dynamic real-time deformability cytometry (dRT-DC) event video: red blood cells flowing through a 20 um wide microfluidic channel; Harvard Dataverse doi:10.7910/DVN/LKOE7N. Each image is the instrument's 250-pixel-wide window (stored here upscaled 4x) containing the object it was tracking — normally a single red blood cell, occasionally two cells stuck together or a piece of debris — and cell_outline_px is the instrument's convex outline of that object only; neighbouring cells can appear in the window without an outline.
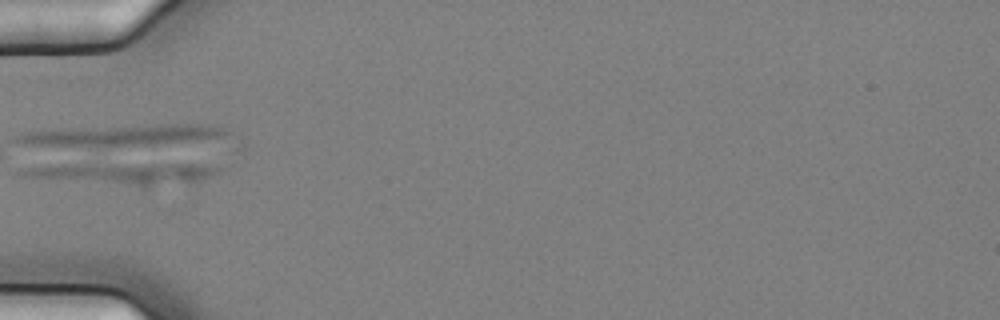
{"species": "common noctule bat (a hibernating species)", "species_latin": "Nyctalus noctula", "temperature_condition": "cold", "stored_images_in_passage": 4, "camera_frame_rate_fps": 3000, "um_per_image_px": 0.085, "animal": {"sex": "female", "body_mass_g": 25.1}, "frame": {"image": 1, "passage_image": 3, "time_ms": 0.667, "image_size_px": [1000, 320], "cell_outline_px": [[224, 168], [220, 172], [200, 180], [188, 184], [144, 188], [140, 188], [20, 176], [12, 172], [24, 168], [84, 164], [224, 164]], "centroid_in_image_um": [10.72, 14.78], "position_along_channel_um": 74.3, "area_um2": 25.95}}